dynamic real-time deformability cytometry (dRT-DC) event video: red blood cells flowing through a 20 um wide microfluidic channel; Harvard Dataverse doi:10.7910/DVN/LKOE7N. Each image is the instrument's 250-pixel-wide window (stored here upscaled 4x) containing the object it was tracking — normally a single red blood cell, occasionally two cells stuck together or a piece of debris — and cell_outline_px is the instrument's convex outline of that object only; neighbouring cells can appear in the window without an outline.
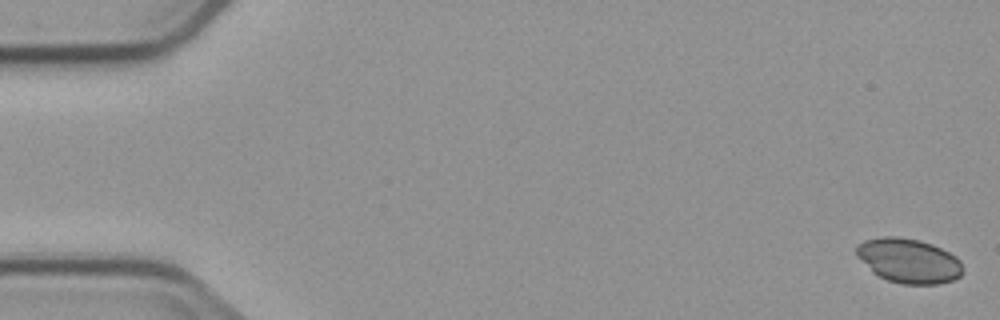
{"species": "common noctule bat (a hibernating species)", "species_latin": "Nyctalus noctula", "temperature_condition": "cold", "stored_images_in_passage": 5, "camera_frame_rate_fps": 3000, "um_per_image_px": 0.085, "animal": {"sex": "male", "body_mass_g": 23.1, "forearm_length_mm": 52.7}, "frame": {"image": 1, "passage_image": 1, "time_ms": 0.0, "image_size_px": [1000, 320], "cell_outline_px": [[964, 272], [960, 276], [952, 280], [936, 284], [900, 284], [888, 280], [872, 272], [856, 256], [856, 244], [864, 240], [884, 236], [896, 236], [920, 240], [932, 244], [956, 256], [960, 260]], "centroid_in_image_um": [77.22, 22.15], "position_along_channel_um": 7.8, "area_um2": 27.74}}